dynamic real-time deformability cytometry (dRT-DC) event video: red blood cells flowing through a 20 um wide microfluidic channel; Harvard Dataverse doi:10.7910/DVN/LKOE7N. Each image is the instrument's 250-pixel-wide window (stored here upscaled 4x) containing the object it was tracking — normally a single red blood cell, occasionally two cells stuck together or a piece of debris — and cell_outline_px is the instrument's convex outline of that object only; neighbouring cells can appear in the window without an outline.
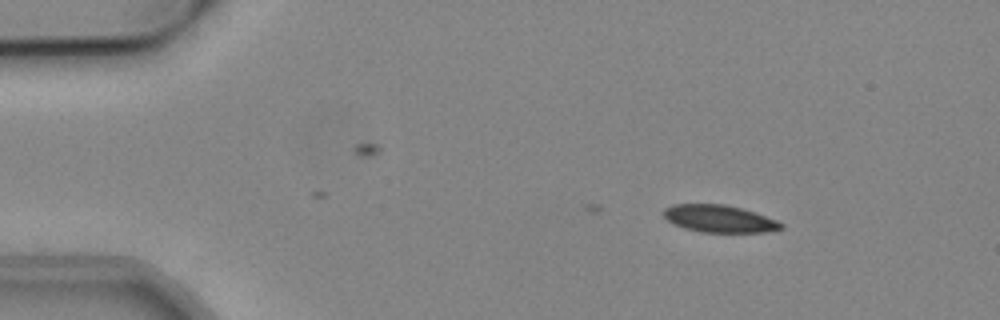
{"species": "common noctule bat (a hibernating species)", "species_latin": "Nyctalus noctula", "temperature_condition": "cold", "stored_images_in_passage": 25, "camera_frame_rate_fps": 3000, "um_per_image_px": 0.085, "animal": {"sex": "male", "body_mass_g": 19.2, "forearm_length_mm": 51.8}, "frame": {"image": 1, "passage_image": 1, "time_ms": 0.0, "image_size_px": [1000, 320], "cell_outline_px": [[784, 228], [764, 232], [700, 232], [684, 228], [672, 224], [664, 216], [664, 208], [672, 204], [724, 204], [740, 208], [776, 220], [784, 224]], "centroid_in_image_um": [61.1, 18.59], "position_along_channel_um": 23.9, "area_um2": 18.55}}
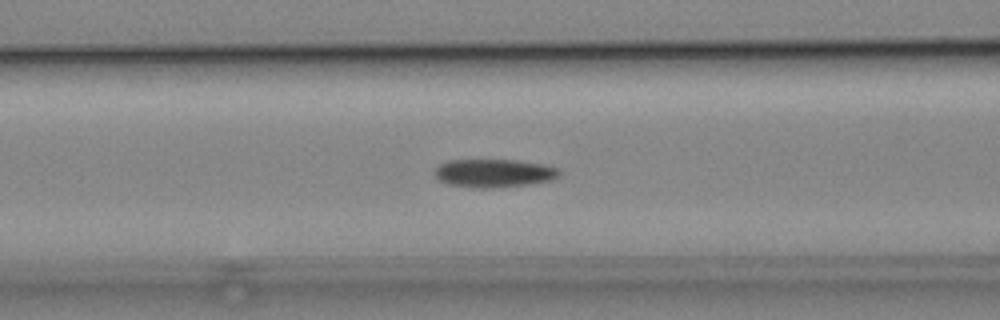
{"frame": {"image": 2, "passage_image": 15, "time_ms": 4.667, "image_size_px": [1000, 320], "cell_outline_px": [[560, 172], [552, 180], [528, 184], [488, 188], [480, 188], [448, 184], [440, 180], [436, 176], [436, 168], [440, 164], [448, 160], [516, 160], [544, 164], [560, 168]], "centroid_in_image_um": [42.01, 14.71], "position_along_channel_um": 124.6, "area_um2": 20.29}}
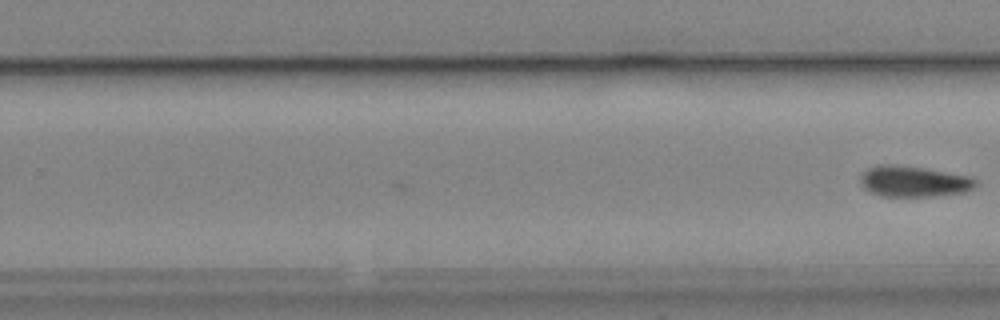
{"frame": {"image": 3, "passage_image": 25, "time_ms": 8.0, "image_size_px": [1000, 320], "cell_outline_px": [[976, 184], [972, 188], [964, 192], [932, 196], [884, 196], [872, 192], [864, 188], [860, 180], [860, 176], [868, 168], [876, 164], [892, 164], [924, 168], [968, 176], [976, 180]], "centroid_in_image_um": [77.63, 15.41], "position_along_channel_um": 252.2, "area_um2": 20.46}}